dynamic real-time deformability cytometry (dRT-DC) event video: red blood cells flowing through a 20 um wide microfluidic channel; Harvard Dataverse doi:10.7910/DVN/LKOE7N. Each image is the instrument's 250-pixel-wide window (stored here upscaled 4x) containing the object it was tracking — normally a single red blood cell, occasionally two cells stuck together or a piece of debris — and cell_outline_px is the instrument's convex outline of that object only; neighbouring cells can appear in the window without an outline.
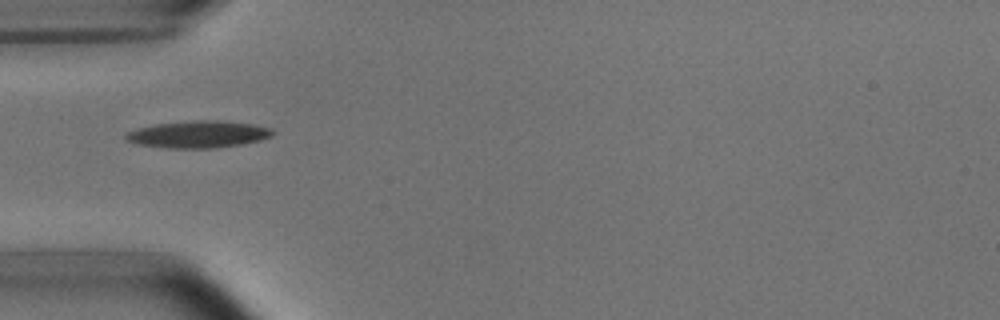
{"species": "common noctule bat (a hibernating species)", "species_latin": "Nyctalus noctula", "temperature_condition": "room temperature", "stored_images_in_passage": 8, "camera_frame_rate_fps": 3000, "um_per_image_px": 0.085, "animal": {"sex": "male", "body_mass_g": 15.6}, "frame": {"image": 1, "passage_image": 2, "time_ms": 1.333, "image_size_px": [1000, 320], "cell_outline_px": [[276, 132], [272, 136], [260, 140], [244, 144], [216, 148], [164, 148], [136, 144], [124, 140], [124, 132], [152, 124], [196, 120], [216, 120], [252, 124], [272, 128]], "centroid_in_image_um": [16.82, 11.42], "position_along_channel_um": 68.2, "area_um2": 23.52}}
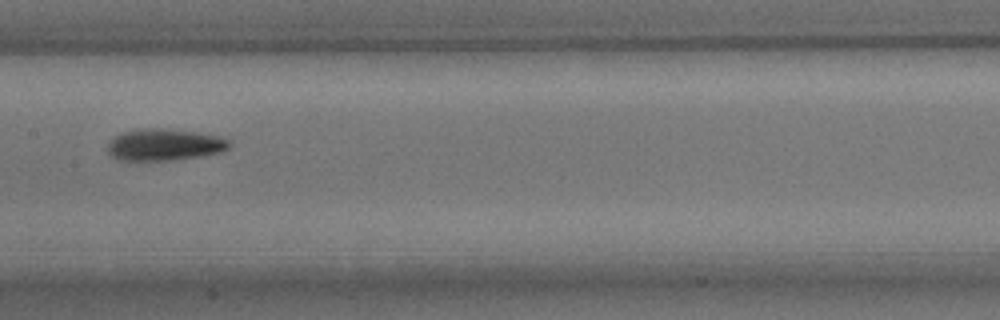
{"frame": {"image": 2, "passage_image": 5, "time_ms": 4.667, "image_size_px": [1000, 320], "cell_outline_px": [[232, 144], [228, 148], [220, 152], [200, 156], [172, 160], [120, 160], [112, 156], [108, 152], [108, 140], [124, 132], [140, 128], [160, 128], [192, 132], [216, 136], [228, 140]], "centroid_in_image_um": [13.94, 12.3], "position_along_channel_um": 193.5, "area_um2": 22.2}}
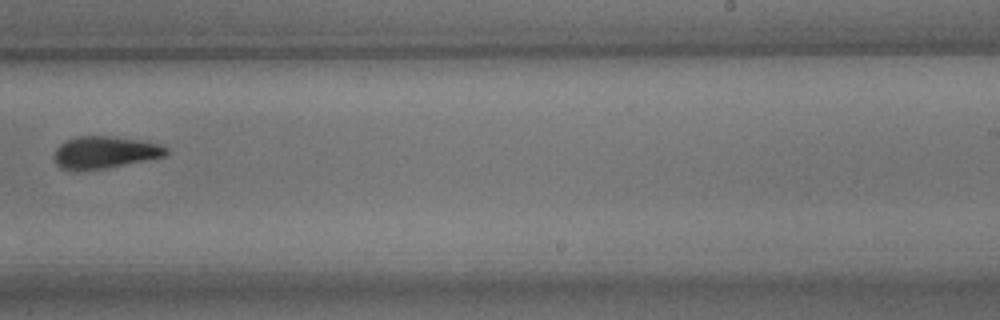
{"frame": {"image": 3, "passage_image": 7, "time_ms": 7.0, "image_size_px": [1000, 320], "cell_outline_px": [[168, 152], [164, 156], [108, 168], [60, 168], [56, 164], [52, 156], [56, 148], [60, 144], [76, 136], [108, 136], [140, 140], [156, 144], [168, 148]], "centroid_in_image_um": [8.88, 12.93], "position_along_channel_um": 280.1, "area_um2": 20.46}}